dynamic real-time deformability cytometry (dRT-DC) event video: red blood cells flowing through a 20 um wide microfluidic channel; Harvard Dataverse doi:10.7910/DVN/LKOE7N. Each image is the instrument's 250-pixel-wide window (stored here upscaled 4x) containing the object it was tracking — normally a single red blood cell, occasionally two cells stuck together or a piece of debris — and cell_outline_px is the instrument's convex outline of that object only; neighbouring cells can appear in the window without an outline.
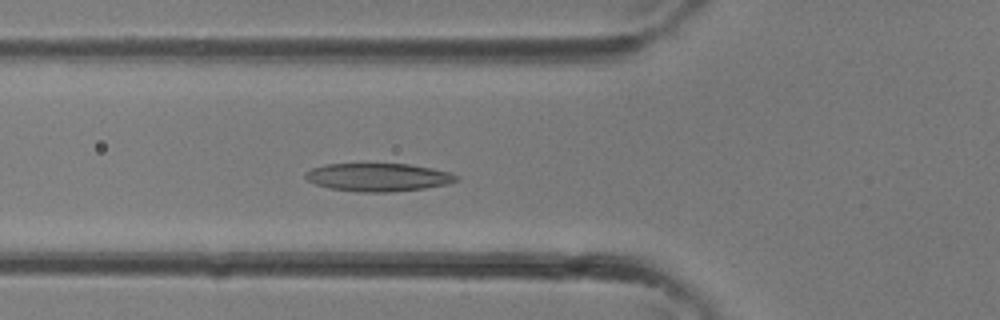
{"species": "common noctule bat (a hibernating species)", "species_latin": "Nyctalus noctula", "temperature_condition": "room temperature", "stored_images_in_passage": 27, "camera_frame_rate_fps": 3000, "um_per_image_px": 0.085, "animal": {"sex": "female"}, "frame": {"image": 1, "passage_image": 6, "time_ms": 1.667, "image_size_px": [1000, 320], "cell_outline_px": [[460, 180], [448, 184], [424, 188], [392, 192], [360, 192], [332, 188], [316, 184], [308, 180], [304, 176], [304, 172], [312, 168], [324, 164], [408, 164], [432, 168], [448, 172], [460, 176]], "centroid_in_image_um": [32.17, 15.06], "position_along_channel_um": 93.6, "area_um2": 24.68}}
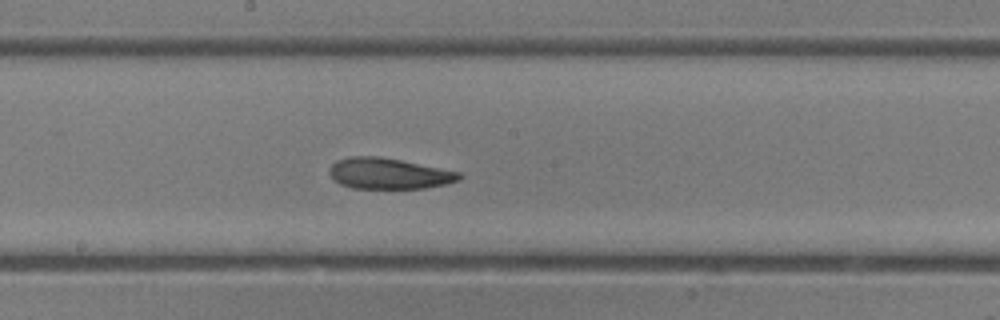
{"frame": {"image": 2, "passage_image": 12, "time_ms": 3.667, "image_size_px": [1000, 320], "cell_outline_px": [[464, 176], [460, 180], [444, 184], [424, 188], [352, 188], [340, 184], [328, 172], [328, 168], [336, 160], [348, 156], [380, 156], [460, 172]], "centroid_in_image_um": [33.03, 14.74], "position_along_channel_um": 215.2, "area_um2": 23.35}}
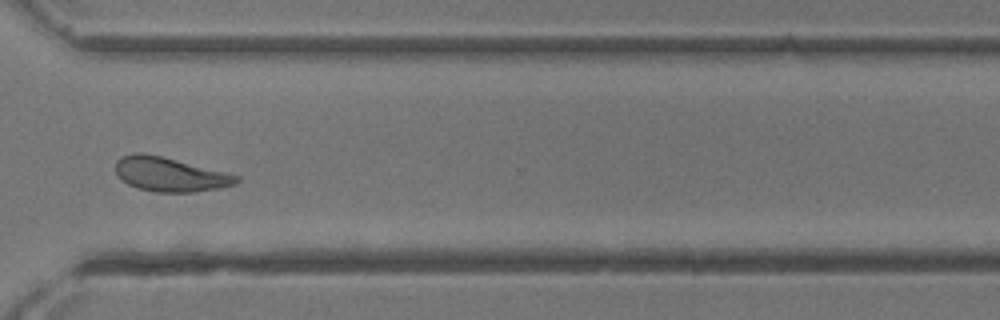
{"frame": {"image": 3, "passage_image": 19, "time_ms": 6.0, "image_size_px": [1000, 320], "cell_outline_px": [[240, 180], [236, 184], [220, 188], [192, 192], [156, 192], [136, 188], [120, 180], [116, 176], [116, 160], [120, 156], [136, 152], [140, 152], [160, 156], [240, 176]], "centroid_in_image_um": [14.39, 14.83], "position_along_channel_um": 356.2, "area_um2": 24.04}}